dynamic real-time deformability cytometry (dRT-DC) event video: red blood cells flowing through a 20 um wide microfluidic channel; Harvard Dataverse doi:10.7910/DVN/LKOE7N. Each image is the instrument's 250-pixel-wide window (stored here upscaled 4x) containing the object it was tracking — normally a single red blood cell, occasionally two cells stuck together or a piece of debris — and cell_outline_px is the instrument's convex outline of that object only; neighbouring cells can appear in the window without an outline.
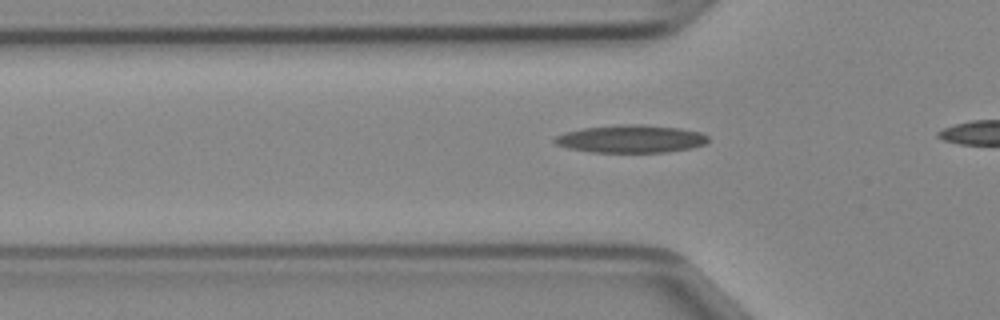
{"species": "Egyptian fruit bat (a non-hibernating species)", "species_latin": "Rousettus aegyptiacus", "temperature_condition": "cold", "stored_images_in_passage": 12, "camera_frame_rate_fps": 3000, "um_per_image_px": 0.085, "animal": {"sex": "female"}, "frame": {"image": 1, "passage_image": 7, "time_ms": 2.0, "image_size_px": [1000, 320], "cell_outline_px": [[708, 140], [704, 144], [692, 148], [668, 152], [592, 152], [568, 148], [556, 144], [552, 140], [556, 136], [564, 132], [584, 128], [620, 124], [640, 124], [680, 128], [700, 132], [708, 136]], "centroid_in_image_um": [53.62, 11.8], "position_along_channel_um": 72.2, "area_um2": 24.85}}